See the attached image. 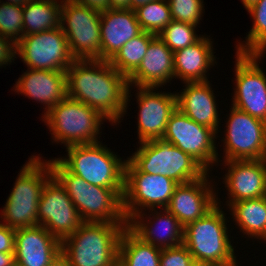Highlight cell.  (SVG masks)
<instances>
[{
	"mask_svg": "<svg viewBox=\"0 0 266 266\" xmlns=\"http://www.w3.org/2000/svg\"><path fill=\"white\" fill-rule=\"evenodd\" d=\"M174 79V53L156 36L147 48L139 67L127 78L128 86H165Z\"/></svg>",
	"mask_w": 266,
	"mask_h": 266,
	"instance_id": "obj_22",
	"label": "cell"
},
{
	"mask_svg": "<svg viewBox=\"0 0 266 266\" xmlns=\"http://www.w3.org/2000/svg\"><path fill=\"white\" fill-rule=\"evenodd\" d=\"M143 32L134 10L108 9L101 12V60L110 61L120 48Z\"/></svg>",
	"mask_w": 266,
	"mask_h": 266,
	"instance_id": "obj_23",
	"label": "cell"
},
{
	"mask_svg": "<svg viewBox=\"0 0 266 266\" xmlns=\"http://www.w3.org/2000/svg\"><path fill=\"white\" fill-rule=\"evenodd\" d=\"M139 145L127 158L141 172L165 175L178 184L200 179L207 173L190 155L162 138L141 142Z\"/></svg>",
	"mask_w": 266,
	"mask_h": 266,
	"instance_id": "obj_8",
	"label": "cell"
},
{
	"mask_svg": "<svg viewBox=\"0 0 266 266\" xmlns=\"http://www.w3.org/2000/svg\"><path fill=\"white\" fill-rule=\"evenodd\" d=\"M63 0H29L23 6L24 36L61 27Z\"/></svg>",
	"mask_w": 266,
	"mask_h": 266,
	"instance_id": "obj_27",
	"label": "cell"
},
{
	"mask_svg": "<svg viewBox=\"0 0 266 266\" xmlns=\"http://www.w3.org/2000/svg\"><path fill=\"white\" fill-rule=\"evenodd\" d=\"M16 229L0 221V252L14 253Z\"/></svg>",
	"mask_w": 266,
	"mask_h": 266,
	"instance_id": "obj_37",
	"label": "cell"
},
{
	"mask_svg": "<svg viewBox=\"0 0 266 266\" xmlns=\"http://www.w3.org/2000/svg\"><path fill=\"white\" fill-rule=\"evenodd\" d=\"M202 37L194 44L174 52V78L184 82L209 81L206 73L217 64L213 39Z\"/></svg>",
	"mask_w": 266,
	"mask_h": 266,
	"instance_id": "obj_25",
	"label": "cell"
},
{
	"mask_svg": "<svg viewBox=\"0 0 266 266\" xmlns=\"http://www.w3.org/2000/svg\"><path fill=\"white\" fill-rule=\"evenodd\" d=\"M48 266H72L67 256L60 251L49 263Z\"/></svg>",
	"mask_w": 266,
	"mask_h": 266,
	"instance_id": "obj_39",
	"label": "cell"
},
{
	"mask_svg": "<svg viewBox=\"0 0 266 266\" xmlns=\"http://www.w3.org/2000/svg\"><path fill=\"white\" fill-rule=\"evenodd\" d=\"M67 96L99 111L111 125L127 114L131 87L109 61L75 59L67 69ZM126 113V114H125Z\"/></svg>",
	"mask_w": 266,
	"mask_h": 266,
	"instance_id": "obj_1",
	"label": "cell"
},
{
	"mask_svg": "<svg viewBox=\"0 0 266 266\" xmlns=\"http://www.w3.org/2000/svg\"><path fill=\"white\" fill-rule=\"evenodd\" d=\"M228 208L239 232L255 240L262 241L266 238V196L238 201Z\"/></svg>",
	"mask_w": 266,
	"mask_h": 266,
	"instance_id": "obj_26",
	"label": "cell"
},
{
	"mask_svg": "<svg viewBox=\"0 0 266 266\" xmlns=\"http://www.w3.org/2000/svg\"><path fill=\"white\" fill-rule=\"evenodd\" d=\"M66 157L56 158L68 171L91 185L124 188L125 164L117 153L100 141L66 147ZM117 154V155H116Z\"/></svg>",
	"mask_w": 266,
	"mask_h": 266,
	"instance_id": "obj_6",
	"label": "cell"
},
{
	"mask_svg": "<svg viewBox=\"0 0 266 266\" xmlns=\"http://www.w3.org/2000/svg\"><path fill=\"white\" fill-rule=\"evenodd\" d=\"M148 211L151 213L147 215L146 212L135 214L128 221V227L138 237L161 249L183 244L184 226L172 213L167 209Z\"/></svg>",
	"mask_w": 266,
	"mask_h": 266,
	"instance_id": "obj_19",
	"label": "cell"
},
{
	"mask_svg": "<svg viewBox=\"0 0 266 266\" xmlns=\"http://www.w3.org/2000/svg\"><path fill=\"white\" fill-rule=\"evenodd\" d=\"M157 35L143 31L140 35L127 41L109 61V63L126 78L140 65L146 54L149 43Z\"/></svg>",
	"mask_w": 266,
	"mask_h": 266,
	"instance_id": "obj_29",
	"label": "cell"
},
{
	"mask_svg": "<svg viewBox=\"0 0 266 266\" xmlns=\"http://www.w3.org/2000/svg\"><path fill=\"white\" fill-rule=\"evenodd\" d=\"M185 88L176 92L177 108L196 123L213 129L216 133L220 121L216 98L210 81L184 82Z\"/></svg>",
	"mask_w": 266,
	"mask_h": 266,
	"instance_id": "obj_24",
	"label": "cell"
},
{
	"mask_svg": "<svg viewBox=\"0 0 266 266\" xmlns=\"http://www.w3.org/2000/svg\"><path fill=\"white\" fill-rule=\"evenodd\" d=\"M16 55L31 69L64 71L75 58L61 27L23 36L16 43Z\"/></svg>",
	"mask_w": 266,
	"mask_h": 266,
	"instance_id": "obj_13",
	"label": "cell"
},
{
	"mask_svg": "<svg viewBox=\"0 0 266 266\" xmlns=\"http://www.w3.org/2000/svg\"><path fill=\"white\" fill-rule=\"evenodd\" d=\"M16 81L13 91L45 105L43 116L67 96V73L28 68Z\"/></svg>",
	"mask_w": 266,
	"mask_h": 266,
	"instance_id": "obj_20",
	"label": "cell"
},
{
	"mask_svg": "<svg viewBox=\"0 0 266 266\" xmlns=\"http://www.w3.org/2000/svg\"><path fill=\"white\" fill-rule=\"evenodd\" d=\"M194 263L184 244L161 249L160 266H192Z\"/></svg>",
	"mask_w": 266,
	"mask_h": 266,
	"instance_id": "obj_35",
	"label": "cell"
},
{
	"mask_svg": "<svg viewBox=\"0 0 266 266\" xmlns=\"http://www.w3.org/2000/svg\"><path fill=\"white\" fill-rule=\"evenodd\" d=\"M142 30L155 35L172 21L168 0H155L134 10Z\"/></svg>",
	"mask_w": 266,
	"mask_h": 266,
	"instance_id": "obj_31",
	"label": "cell"
},
{
	"mask_svg": "<svg viewBox=\"0 0 266 266\" xmlns=\"http://www.w3.org/2000/svg\"><path fill=\"white\" fill-rule=\"evenodd\" d=\"M61 251V241L43 226L17 228L15 232L16 266H48Z\"/></svg>",
	"mask_w": 266,
	"mask_h": 266,
	"instance_id": "obj_21",
	"label": "cell"
},
{
	"mask_svg": "<svg viewBox=\"0 0 266 266\" xmlns=\"http://www.w3.org/2000/svg\"><path fill=\"white\" fill-rule=\"evenodd\" d=\"M83 223L65 187L52 175L38 202V225L60 241L73 234Z\"/></svg>",
	"mask_w": 266,
	"mask_h": 266,
	"instance_id": "obj_15",
	"label": "cell"
},
{
	"mask_svg": "<svg viewBox=\"0 0 266 266\" xmlns=\"http://www.w3.org/2000/svg\"><path fill=\"white\" fill-rule=\"evenodd\" d=\"M192 266H201V265L195 262Z\"/></svg>",
	"mask_w": 266,
	"mask_h": 266,
	"instance_id": "obj_45",
	"label": "cell"
},
{
	"mask_svg": "<svg viewBox=\"0 0 266 266\" xmlns=\"http://www.w3.org/2000/svg\"><path fill=\"white\" fill-rule=\"evenodd\" d=\"M128 224L83 222L61 241L72 266H117L119 241Z\"/></svg>",
	"mask_w": 266,
	"mask_h": 266,
	"instance_id": "obj_4",
	"label": "cell"
},
{
	"mask_svg": "<svg viewBox=\"0 0 266 266\" xmlns=\"http://www.w3.org/2000/svg\"><path fill=\"white\" fill-rule=\"evenodd\" d=\"M221 206L217 195V204L209 212L184 227L183 244L200 265L228 261L236 255Z\"/></svg>",
	"mask_w": 266,
	"mask_h": 266,
	"instance_id": "obj_7",
	"label": "cell"
},
{
	"mask_svg": "<svg viewBox=\"0 0 266 266\" xmlns=\"http://www.w3.org/2000/svg\"><path fill=\"white\" fill-rule=\"evenodd\" d=\"M195 25L172 20L158 35L174 53L197 42L202 36L196 34Z\"/></svg>",
	"mask_w": 266,
	"mask_h": 266,
	"instance_id": "obj_32",
	"label": "cell"
},
{
	"mask_svg": "<svg viewBox=\"0 0 266 266\" xmlns=\"http://www.w3.org/2000/svg\"><path fill=\"white\" fill-rule=\"evenodd\" d=\"M72 1L85 5L91 9H95L100 12L110 9L109 0H72Z\"/></svg>",
	"mask_w": 266,
	"mask_h": 266,
	"instance_id": "obj_38",
	"label": "cell"
},
{
	"mask_svg": "<svg viewBox=\"0 0 266 266\" xmlns=\"http://www.w3.org/2000/svg\"><path fill=\"white\" fill-rule=\"evenodd\" d=\"M209 174L210 172H207L200 179L178 184L174 189L170 203L166 209L184 227L188 223L203 217L217 204L218 193L215 191V185L211 183L213 180Z\"/></svg>",
	"mask_w": 266,
	"mask_h": 266,
	"instance_id": "obj_18",
	"label": "cell"
},
{
	"mask_svg": "<svg viewBox=\"0 0 266 266\" xmlns=\"http://www.w3.org/2000/svg\"><path fill=\"white\" fill-rule=\"evenodd\" d=\"M235 56L236 78L231 105L266 122V74L259 66L264 54L236 53Z\"/></svg>",
	"mask_w": 266,
	"mask_h": 266,
	"instance_id": "obj_14",
	"label": "cell"
},
{
	"mask_svg": "<svg viewBox=\"0 0 266 266\" xmlns=\"http://www.w3.org/2000/svg\"><path fill=\"white\" fill-rule=\"evenodd\" d=\"M172 20L197 26L202 20L204 10L203 0H168Z\"/></svg>",
	"mask_w": 266,
	"mask_h": 266,
	"instance_id": "obj_34",
	"label": "cell"
},
{
	"mask_svg": "<svg viewBox=\"0 0 266 266\" xmlns=\"http://www.w3.org/2000/svg\"><path fill=\"white\" fill-rule=\"evenodd\" d=\"M32 155L16 177L1 210L0 220L17 229L38 225V202L47 180L53 175L49 160Z\"/></svg>",
	"mask_w": 266,
	"mask_h": 266,
	"instance_id": "obj_3",
	"label": "cell"
},
{
	"mask_svg": "<svg viewBox=\"0 0 266 266\" xmlns=\"http://www.w3.org/2000/svg\"><path fill=\"white\" fill-rule=\"evenodd\" d=\"M16 57V43L10 38L0 35V67L8 66Z\"/></svg>",
	"mask_w": 266,
	"mask_h": 266,
	"instance_id": "obj_36",
	"label": "cell"
},
{
	"mask_svg": "<svg viewBox=\"0 0 266 266\" xmlns=\"http://www.w3.org/2000/svg\"><path fill=\"white\" fill-rule=\"evenodd\" d=\"M160 254L161 248L144 242L126 226L119 241L117 266H160Z\"/></svg>",
	"mask_w": 266,
	"mask_h": 266,
	"instance_id": "obj_28",
	"label": "cell"
},
{
	"mask_svg": "<svg viewBox=\"0 0 266 266\" xmlns=\"http://www.w3.org/2000/svg\"><path fill=\"white\" fill-rule=\"evenodd\" d=\"M49 162L53 175L65 187L83 222L128 224L123 211L124 188L91 185L68 171L56 158Z\"/></svg>",
	"mask_w": 266,
	"mask_h": 266,
	"instance_id": "obj_2",
	"label": "cell"
},
{
	"mask_svg": "<svg viewBox=\"0 0 266 266\" xmlns=\"http://www.w3.org/2000/svg\"><path fill=\"white\" fill-rule=\"evenodd\" d=\"M217 135L213 129L196 123L176 108L162 139L190 155L209 172L212 166L220 162L215 140Z\"/></svg>",
	"mask_w": 266,
	"mask_h": 266,
	"instance_id": "obj_11",
	"label": "cell"
},
{
	"mask_svg": "<svg viewBox=\"0 0 266 266\" xmlns=\"http://www.w3.org/2000/svg\"><path fill=\"white\" fill-rule=\"evenodd\" d=\"M41 118L51 132L52 143L65 147L99 142L100 128L108 120L99 111L68 96Z\"/></svg>",
	"mask_w": 266,
	"mask_h": 266,
	"instance_id": "obj_5",
	"label": "cell"
},
{
	"mask_svg": "<svg viewBox=\"0 0 266 266\" xmlns=\"http://www.w3.org/2000/svg\"><path fill=\"white\" fill-rule=\"evenodd\" d=\"M227 170L223 184L227 192L226 206L232 203L266 196L265 159L220 161Z\"/></svg>",
	"mask_w": 266,
	"mask_h": 266,
	"instance_id": "obj_17",
	"label": "cell"
},
{
	"mask_svg": "<svg viewBox=\"0 0 266 266\" xmlns=\"http://www.w3.org/2000/svg\"><path fill=\"white\" fill-rule=\"evenodd\" d=\"M177 185L165 175L141 172L127 158L123 193V211L127 221L147 210L166 209Z\"/></svg>",
	"mask_w": 266,
	"mask_h": 266,
	"instance_id": "obj_9",
	"label": "cell"
},
{
	"mask_svg": "<svg viewBox=\"0 0 266 266\" xmlns=\"http://www.w3.org/2000/svg\"><path fill=\"white\" fill-rule=\"evenodd\" d=\"M0 0V35L17 43L24 36L23 7Z\"/></svg>",
	"mask_w": 266,
	"mask_h": 266,
	"instance_id": "obj_33",
	"label": "cell"
},
{
	"mask_svg": "<svg viewBox=\"0 0 266 266\" xmlns=\"http://www.w3.org/2000/svg\"><path fill=\"white\" fill-rule=\"evenodd\" d=\"M29 0H7L6 3L13 5L24 6Z\"/></svg>",
	"mask_w": 266,
	"mask_h": 266,
	"instance_id": "obj_44",
	"label": "cell"
},
{
	"mask_svg": "<svg viewBox=\"0 0 266 266\" xmlns=\"http://www.w3.org/2000/svg\"><path fill=\"white\" fill-rule=\"evenodd\" d=\"M237 264L238 262L236 256H234L228 261L218 262V263H207V264H202L201 266H239Z\"/></svg>",
	"mask_w": 266,
	"mask_h": 266,
	"instance_id": "obj_42",
	"label": "cell"
},
{
	"mask_svg": "<svg viewBox=\"0 0 266 266\" xmlns=\"http://www.w3.org/2000/svg\"><path fill=\"white\" fill-rule=\"evenodd\" d=\"M155 1V0H130V9L135 10L140 6L145 5L148 2Z\"/></svg>",
	"mask_w": 266,
	"mask_h": 266,
	"instance_id": "obj_43",
	"label": "cell"
},
{
	"mask_svg": "<svg viewBox=\"0 0 266 266\" xmlns=\"http://www.w3.org/2000/svg\"><path fill=\"white\" fill-rule=\"evenodd\" d=\"M0 266H16L15 254L0 252Z\"/></svg>",
	"mask_w": 266,
	"mask_h": 266,
	"instance_id": "obj_40",
	"label": "cell"
},
{
	"mask_svg": "<svg viewBox=\"0 0 266 266\" xmlns=\"http://www.w3.org/2000/svg\"><path fill=\"white\" fill-rule=\"evenodd\" d=\"M138 109V139L145 142L161 139L168 120L177 108L176 93L157 91L158 87H134ZM157 91V92H156Z\"/></svg>",
	"mask_w": 266,
	"mask_h": 266,
	"instance_id": "obj_16",
	"label": "cell"
},
{
	"mask_svg": "<svg viewBox=\"0 0 266 266\" xmlns=\"http://www.w3.org/2000/svg\"><path fill=\"white\" fill-rule=\"evenodd\" d=\"M100 19V11L63 0L61 28L75 59H101Z\"/></svg>",
	"mask_w": 266,
	"mask_h": 266,
	"instance_id": "obj_10",
	"label": "cell"
},
{
	"mask_svg": "<svg viewBox=\"0 0 266 266\" xmlns=\"http://www.w3.org/2000/svg\"><path fill=\"white\" fill-rule=\"evenodd\" d=\"M112 9H130V0H109Z\"/></svg>",
	"mask_w": 266,
	"mask_h": 266,
	"instance_id": "obj_41",
	"label": "cell"
},
{
	"mask_svg": "<svg viewBox=\"0 0 266 266\" xmlns=\"http://www.w3.org/2000/svg\"><path fill=\"white\" fill-rule=\"evenodd\" d=\"M253 20L251 30L245 40L235 46L236 53L265 54L266 53V0H258L248 9ZM245 42V43H244Z\"/></svg>",
	"mask_w": 266,
	"mask_h": 266,
	"instance_id": "obj_30",
	"label": "cell"
},
{
	"mask_svg": "<svg viewBox=\"0 0 266 266\" xmlns=\"http://www.w3.org/2000/svg\"><path fill=\"white\" fill-rule=\"evenodd\" d=\"M225 121L223 161L266 158V122L233 106Z\"/></svg>",
	"mask_w": 266,
	"mask_h": 266,
	"instance_id": "obj_12",
	"label": "cell"
}]
</instances>
